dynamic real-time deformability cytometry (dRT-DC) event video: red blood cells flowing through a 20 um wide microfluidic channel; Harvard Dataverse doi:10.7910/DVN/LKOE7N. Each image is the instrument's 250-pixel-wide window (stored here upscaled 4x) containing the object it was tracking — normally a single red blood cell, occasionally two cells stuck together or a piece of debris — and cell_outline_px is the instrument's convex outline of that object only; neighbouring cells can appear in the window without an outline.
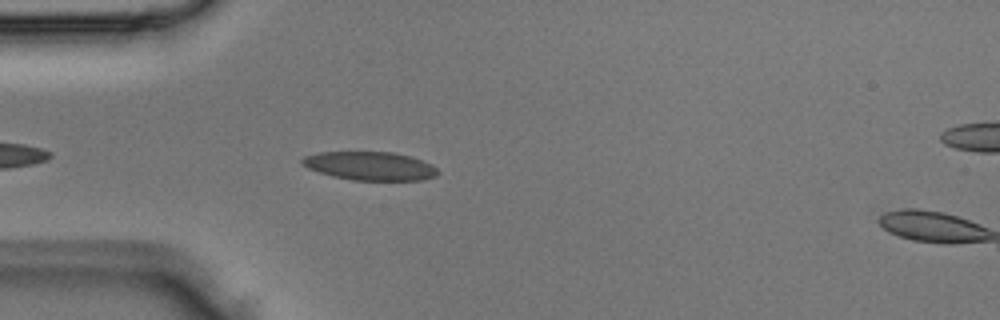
{"species": "Egyptian fruit bat (a non-hibernating species)", "species_latin": "Rousettus aegyptiacus", "temperature_condition": "room temperature", "stored_images_in_passage": 5, "camera_frame_rate_fps": 3000, "um_per_image_px": 0.085, "animal": {"sex": "male"}, "frame": {"image": 1, "passage_image": 4, "time_ms": 1.0, "image_size_px": [1000, 320], "cell_outline_px": [[440, 172], [436, 176], [424, 180], [352, 180], [332, 176], [308, 168], [300, 164], [300, 160], [304, 156], [320, 152], [392, 152], [408, 156], [432, 164]], "centroid_in_image_um": [31.44, 14.11], "position_along_channel_um": 53.6, "area_um2": 22.54}}